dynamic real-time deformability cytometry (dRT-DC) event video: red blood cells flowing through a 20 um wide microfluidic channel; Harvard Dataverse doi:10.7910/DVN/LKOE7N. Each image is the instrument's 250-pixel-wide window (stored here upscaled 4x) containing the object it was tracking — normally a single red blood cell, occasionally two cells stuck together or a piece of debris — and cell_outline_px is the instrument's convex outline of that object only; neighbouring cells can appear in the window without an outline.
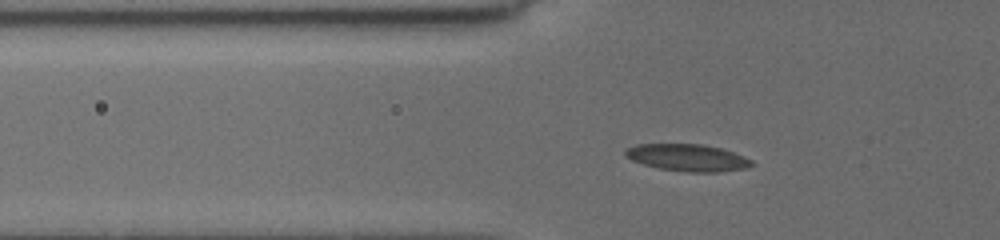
{"species": "common noctule bat (a hibernating species)", "species_latin": "Nyctalus noctula", "temperature_condition": "cold", "stored_images_in_passage": 20, "camera_frame_rate_fps": 3000, "um_per_image_px": 0.085, "animal": {"sex": "female", "body_mass_g": 19.5, "forearm_length_mm": 54.1}, "frame": {"image": 1, "passage_image": 15, "time_ms": 3.667, "image_size_px": [1000, 240], "cell_outline_px": [[756, 164], [748, 168], [720, 172], [688, 172], [660, 168], [644, 164], [632, 160], [624, 156], [624, 152], [628, 148], [636, 144], [700, 144], [720, 148], [732, 152], [752, 160]], "centroid_in_image_um": [58.46, 13.4], "position_along_channel_um": 67.3, "area_um2": 19.83}}
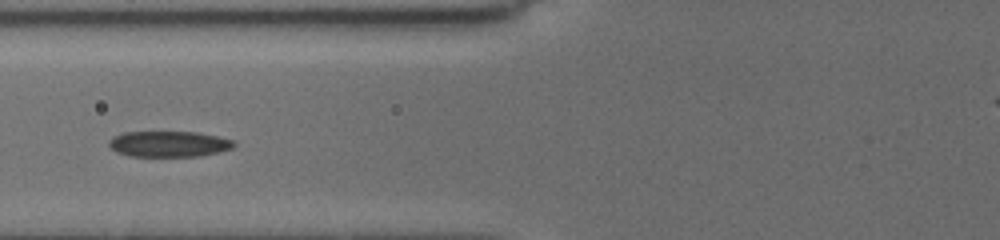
{"frame": {"image": 2, "passage_image": 17, "time_ms": 5.0, "image_size_px": [1000, 240], "cell_outline_px": [[236, 144], [232, 148], [220, 152], [200, 156], [128, 156], [116, 152], [108, 144], [108, 140], [112, 136], [124, 132], [196, 132], [216, 136], [232, 140]], "centroid_in_image_um": [14.32, 12.24], "position_along_channel_um": 111.5, "area_um2": 18.84}}